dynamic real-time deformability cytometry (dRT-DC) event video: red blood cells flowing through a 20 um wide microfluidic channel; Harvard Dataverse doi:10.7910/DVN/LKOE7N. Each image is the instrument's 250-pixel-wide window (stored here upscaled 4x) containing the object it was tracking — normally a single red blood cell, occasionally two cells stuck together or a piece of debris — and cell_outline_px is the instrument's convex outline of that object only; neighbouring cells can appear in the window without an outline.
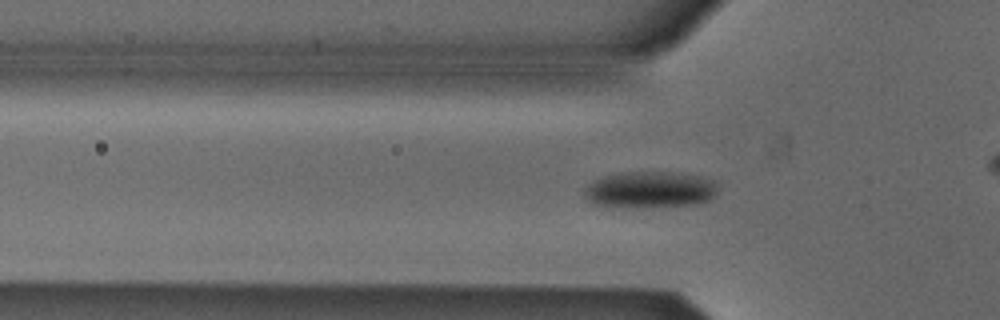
{"species": "Egyptian fruit bat (a non-hibernating species)", "species_latin": "Rousettus aegyptiacus", "temperature_condition": "cold", "stored_images_in_passage": 54, "camera_frame_rate_fps": 3000, "um_per_image_px": 0.085, "animal": {"sex": "male"}, "frame": {"image": 1, "passage_image": 17, "time_ms": 5.333, "image_size_px": [1000, 320], "cell_outline_px": [[716, 196], [712, 200], [700, 204], [640, 208], [632, 208], [592, 204], [584, 196], [584, 188], [592, 180], [604, 176], [620, 172], [672, 172], [700, 176], [712, 180], [716, 184]], "centroid_in_image_um": [55.24, 16.14], "position_along_channel_um": 70.6, "area_um2": 28.96}}
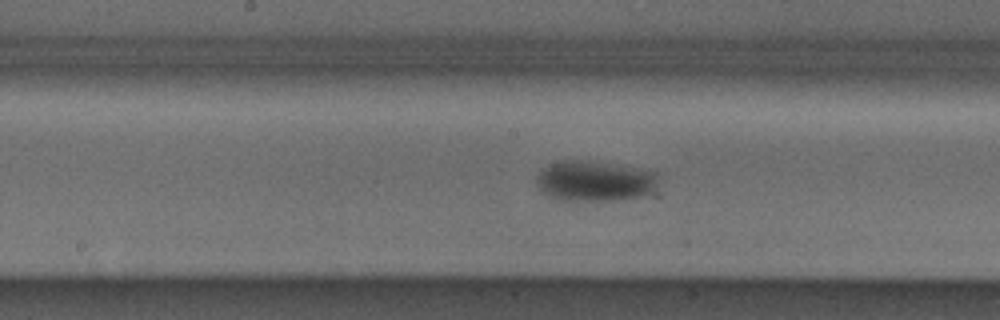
{"frame": {"image": 2, "passage_image": 27, "time_ms": 8.667, "image_size_px": [1000, 320], "cell_outline_px": [[656, 180], [652, 192], [644, 196], [612, 200], [564, 200], [548, 196], [540, 188], [536, 180], [536, 176], [540, 168], [564, 160], [588, 160], [656, 172]], "centroid_in_image_um": [50.5, 15.38], "position_along_channel_um": 197.7, "area_um2": 28.32}}
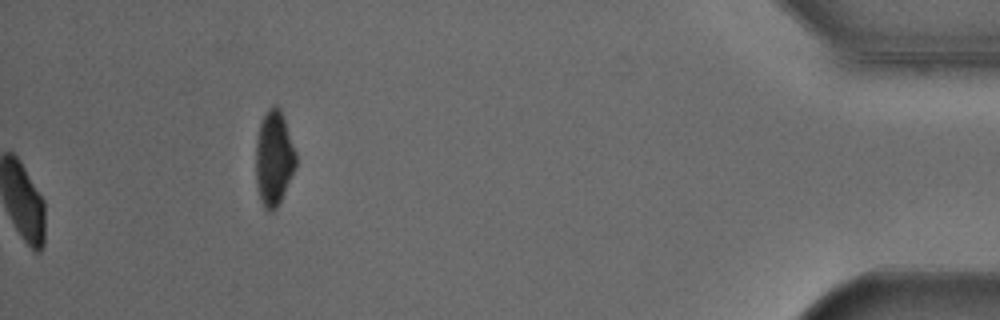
{"frame": {"image": 3, "passage_image": 54, "time_ms": 17.667, "image_size_px": [1000, 320], "cell_outline_px": [[296, 164], [284, 192], [276, 208], [272, 212], [268, 212], [264, 208], [260, 200], [256, 184], [256, 140], [260, 124], [264, 112], [272, 104], [276, 104], [280, 108], [296, 152]], "centroid_in_image_um": [23.26, 13.42], "position_along_channel_um": 411.9, "area_um2": 22.14}, "authors_computed_cell_mechanics": {"area_um2": 25.5765, "velocity_mm_per_s": 3.818, "shape_relaxation_time_tau1_ms": 4.1253, "shape_relaxation_time_tau2_ms": null, "deformation_change_tau1": 0.0952, "deformation_change_tau2": null}}